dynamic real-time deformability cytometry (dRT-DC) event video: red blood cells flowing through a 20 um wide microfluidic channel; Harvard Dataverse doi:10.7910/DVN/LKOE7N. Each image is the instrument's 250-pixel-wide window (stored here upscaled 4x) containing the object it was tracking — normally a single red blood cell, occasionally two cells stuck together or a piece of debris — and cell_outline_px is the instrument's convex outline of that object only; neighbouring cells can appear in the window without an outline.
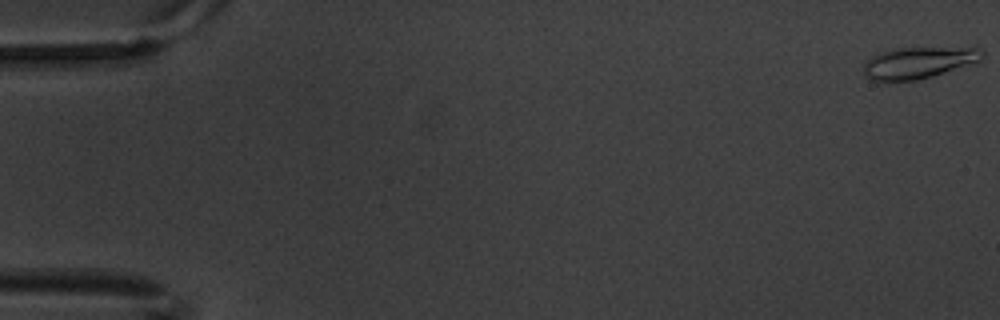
{"species": "common noctule bat (a hibernating species)", "species_latin": "Nyctalus noctula", "temperature_condition": "warm", "stored_images_in_passage": 5, "camera_frame_rate_fps": 3000, "um_per_image_px": 0.085, "animal": {"sex": "male", "body_mass_g": 20.1, "forearm_length_mm": 53.5}, "frame": {"image": 1, "passage_image": 1, "time_ms": 0.0, "image_size_px": [1000, 320], "cell_outline_px": [[984, 56], [980, 60], [932, 76], [916, 80], [872, 80], [864, 72], [864, 60], [880, 52], [896, 48], [980, 48], [984, 52]], "centroid_in_image_um": [78.04, 5.31], "position_along_channel_um": 7.0, "area_um2": 21.27}}